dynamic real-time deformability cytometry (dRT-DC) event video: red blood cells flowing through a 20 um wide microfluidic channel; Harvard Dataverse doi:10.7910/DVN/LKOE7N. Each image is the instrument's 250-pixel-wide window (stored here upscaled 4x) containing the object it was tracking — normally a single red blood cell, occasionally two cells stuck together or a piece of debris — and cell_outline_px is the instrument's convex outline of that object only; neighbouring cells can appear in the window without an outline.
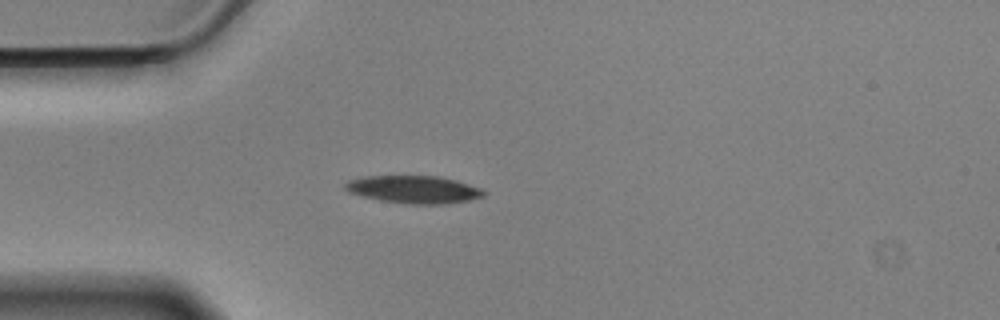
{"species": "Egyptian fruit bat (a non-hibernating species)", "species_latin": "Rousettus aegyptiacus", "temperature_condition": "cold", "stored_images_in_passage": 30, "camera_frame_rate_fps": 3000, "um_per_image_px": 0.085, "animal": {"sex": "male"}, "frame": {"image": 1, "passage_image": 1, "time_ms": 0.0, "image_size_px": [1000, 320], "cell_outline_px": [[484, 196], [468, 200], [444, 204], [408, 204], [380, 200], [348, 192], [344, 188], [344, 184], [348, 180], [364, 176], [436, 176], [452, 180], [480, 188], [484, 192]], "centroid_in_image_um": [35.11, 16.11], "position_along_channel_um": 49.9, "area_um2": 21.96}}
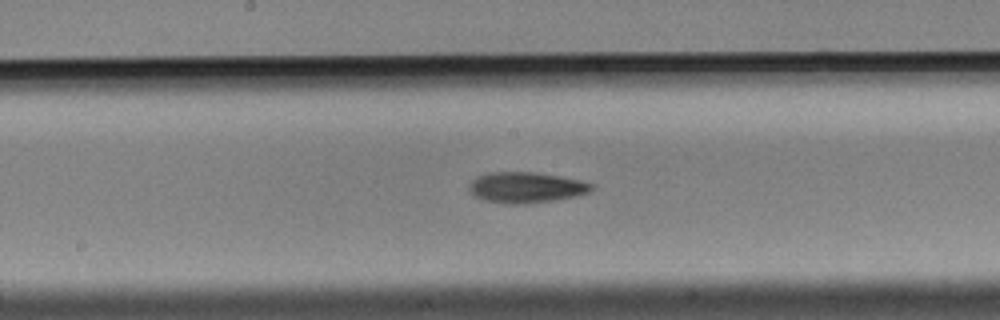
{"frame": {"image": 2, "passage_image": 15, "time_ms": 4.667, "image_size_px": [1000, 320], "cell_outline_px": [[592, 188], [588, 192], [576, 196], [552, 200], [524, 204], [508, 204], [484, 200], [468, 192], [468, 188], [472, 180], [476, 176], [488, 172], [536, 172], [560, 176], [580, 180], [592, 184]], "centroid_in_image_um": [44.66, 15.92], "position_along_channel_um": 203.5, "area_um2": 21.91}}
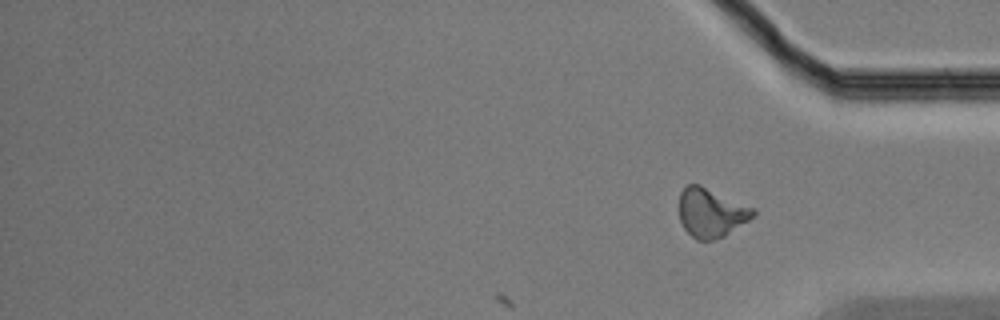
{"frame": {"image": 3, "passage_image": 30, "time_ms": 9.667, "image_size_px": [1000, 320], "cell_outline_px": [[756, 212], [748, 220], [724, 236], [712, 240], [696, 240], [684, 228], [680, 220], [680, 192], [688, 184], [700, 184], [756, 208]], "centroid_in_image_um": [60.45, 18.06], "position_along_channel_um": 374.8, "area_um2": 21.04}, "authors_computed_cell_mechanics": {"area_um2": 21.386, "velocity_mm_per_s": 3.5022, "shape_relaxation_time_tau1_ms": 2.5168, "shape_relaxation_time_tau2_ms": null, "deformation_change_tau1": 0.1286, "deformation_change_tau2": null}}